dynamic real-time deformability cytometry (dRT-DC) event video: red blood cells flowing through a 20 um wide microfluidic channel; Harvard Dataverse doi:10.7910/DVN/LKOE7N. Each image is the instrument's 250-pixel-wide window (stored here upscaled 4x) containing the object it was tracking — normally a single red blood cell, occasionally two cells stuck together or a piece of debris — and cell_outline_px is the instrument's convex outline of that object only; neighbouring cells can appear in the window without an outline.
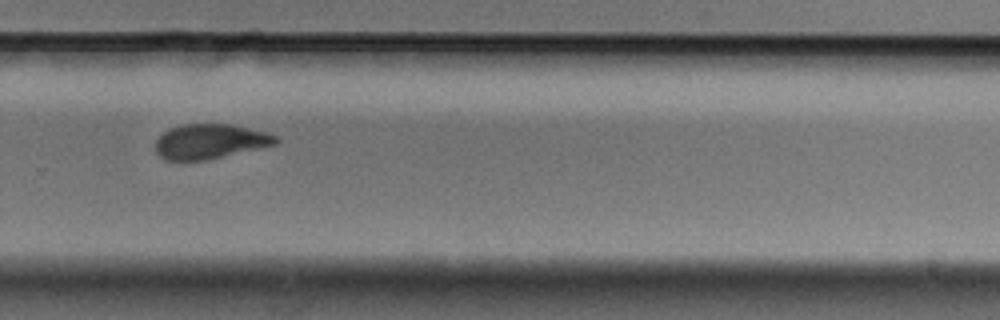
{"species": "Egyptian fruit bat (a non-hibernating species)", "species_latin": "Rousettus aegyptiacus", "temperature_condition": "cold", "stored_images_in_passage": 14, "camera_frame_rate_fps": 3000, "um_per_image_px": 0.085, "animal": {"sex": "male"}, "frame": {"image": 1, "passage_image": 10, "time_ms": 3.0, "image_size_px": [1000, 320], "cell_outline_px": [[280, 140], [276, 144], [208, 160], [164, 160], [156, 152], [156, 140], [168, 128], [184, 124], [232, 124], [264, 132], [276, 136]], "centroid_in_image_um": [17.83, 12.02], "position_along_channel_um": 312.0, "area_um2": 24.28}}
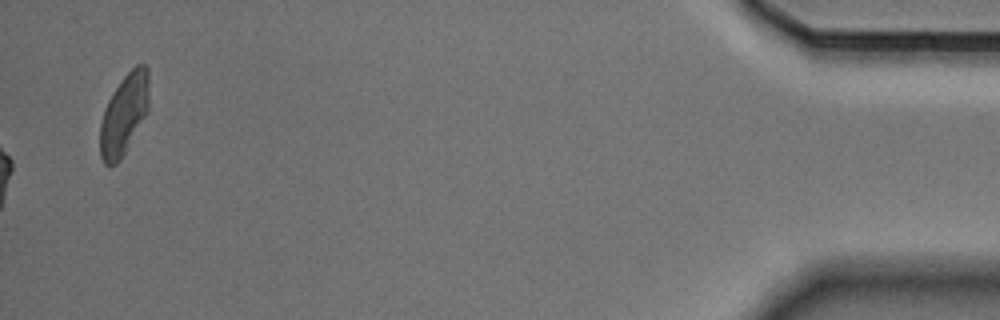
{"frame": {"image": 2, "passage_image": 14, "time_ms": 4.333, "image_size_px": [1000, 320], "cell_outline_px": [[148, 108], [144, 116], [120, 160], [116, 164], [104, 164], [100, 156], [100, 124], [104, 108], [112, 92], [124, 76], [136, 64], [144, 64], [148, 68]], "centroid_in_image_um": [10.52, 9.69], "position_along_channel_um": 424.7, "area_um2": 22.6}}